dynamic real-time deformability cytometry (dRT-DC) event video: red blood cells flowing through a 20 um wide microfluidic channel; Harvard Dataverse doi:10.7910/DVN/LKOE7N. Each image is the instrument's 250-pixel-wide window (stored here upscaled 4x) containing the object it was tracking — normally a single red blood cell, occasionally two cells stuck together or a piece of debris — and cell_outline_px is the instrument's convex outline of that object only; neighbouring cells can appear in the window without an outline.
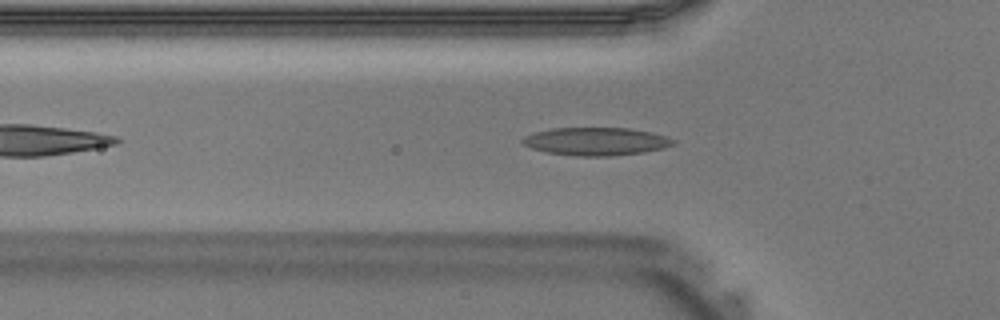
{"species": "Egyptian fruit bat (a non-hibernating species)", "species_latin": "Rousettus aegyptiacus", "temperature_condition": "warm", "stored_images_in_passage": 32, "camera_frame_rate_fps": 3000, "um_per_image_px": 0.085, "animal": {"sex": "male"}, "frame": {"image": 1, "passage_image": 6, "time_ms": 1.667, "image_size_px": [1000, 320], "cell_outline_px": [[676, 144], [664, 148], [644, 152], [612, 156], [576, 156], [548, 152], [532, 148], [524, 144], [520, 140], [524, 136], [536, 132], [552, 128], [628, 128], [652, 132], [676, 140]], "centroid_in_image_um": [50.69, 12.02], "position_along_channel_um": 75.1, "area_um2": 24.51}}
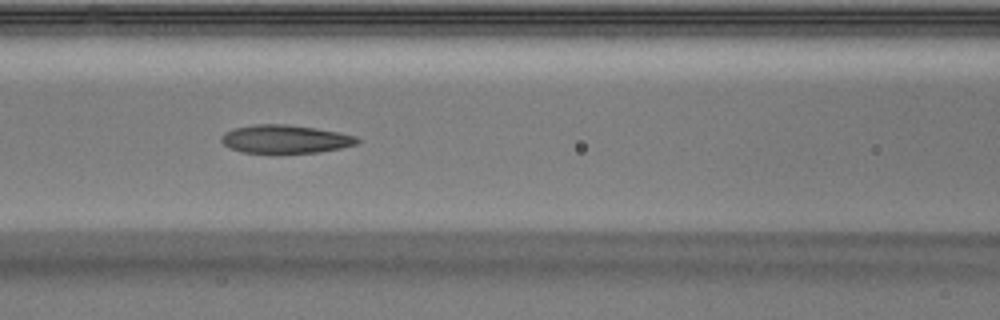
{"frame": {"image": 2, "passage_image": 10, "time_ms": 3.0, "image_size_px": [1000, 320], "cell_outline_px": [[360, 140], [356, 144], [340, 148], [320, 152], [240, 152], [224, 144], [220, 140], [220, 136], [224, 132], [236, 128], [252, 124], [284, 124], [340, 132], [356, 136]], "centroid_in_image_um": [24.23, 11.81], "position_along_channel_um": 142.4, "area_um2": 22.08}}
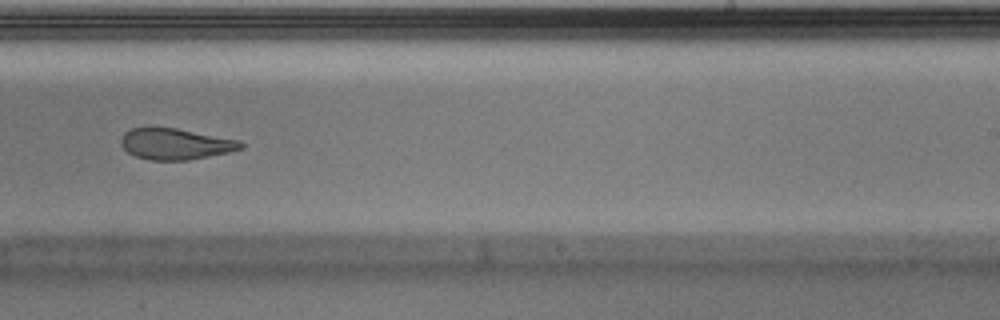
{"frame": {"image": 3, "passage_image": 18, "time_ms": 5.667, "image_size_px": [1000, 320], "cell_outline_px": [[244, 148], [228, 152], [188, 160], [152, 160], [136, 156], [128, 152], [120, 144], [120, 140], [124, 132], [132, 128], [176, 128], [240, 140], [244, 144]], "centroid_in_image_um": [14.92, 12.23], "position_along_channel_um": 274.1, "area_um2": 21.56}}